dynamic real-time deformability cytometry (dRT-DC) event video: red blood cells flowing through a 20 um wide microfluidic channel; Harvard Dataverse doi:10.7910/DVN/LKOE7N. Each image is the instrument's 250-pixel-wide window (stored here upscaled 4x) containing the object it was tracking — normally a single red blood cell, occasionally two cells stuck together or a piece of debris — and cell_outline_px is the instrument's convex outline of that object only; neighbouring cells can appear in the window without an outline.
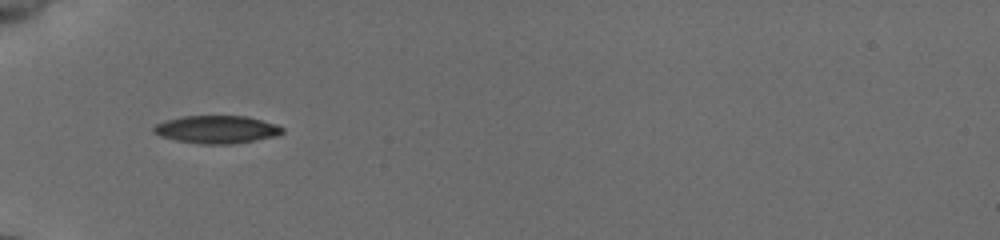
{"species": "common noctule bat (a hibernating species)", "species_latin": "Nyctalus noctula", "temperature_condition": "cold", "stored_images_in_passage": 36, "camera_frame_rate_fps": 3000, "um_per_image_px": 0.085, "animal": {"sex": "female", "body_mass_g": 19.5, "forearm_length_mm": 54.1}, "frame": {"image": 1, "passage_image": 1, "time_ms": 0.0, "image_size_px": [1000, 240], "cell_outline_px": [[284, 132], [276, 136], [232, 144], [200, 144], [176, 140], [160, 136], [152, 132], [152, 128], [156, 124], [164, 120], [184, 116], [248, 116], [276, 124], [284, 128]], "centroid_in_image_um": [18.4, 11.0], "position_along_channel_um": 66.6, "area_um2": 20.92}}
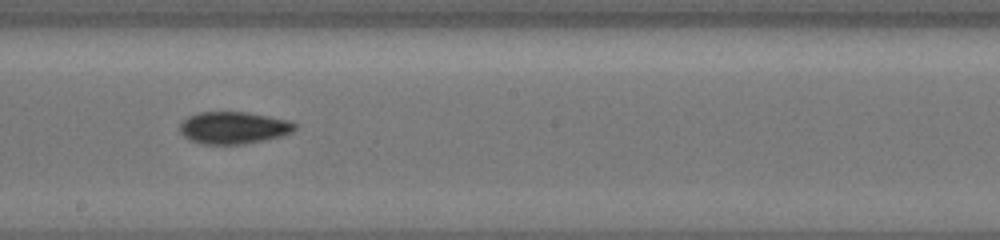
{"frame": {"image": 2, "passage_image": 14, "time_ms": 4.333, "image_size_px": [1000, 240], "cell_outline_px": [[296, 128], [292, 132], [284, 136], [244, 144], [204, 144], [188, 140], [180, 132], [180, 124], [188, 116], [200, 112], [244, 112], [268, 116], [288, 120], [296, 124]], "centroid_in_image_um": [19.85, 10.87], "position_along_channel_um": 228.3, "area_um2": 21.56}}
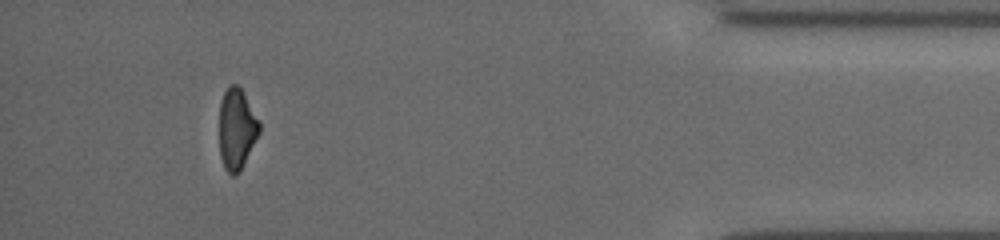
{"frame": {"image": 3, "passage_image": 32, "time_ms": 10.333, "image_size_px": [1000, 240], "cell_outline_px": [[260, 132], [240, 172], [236, 176], [232, 176], [224, 168], [220, 156], [220, 100], [228, 84], [236, 84], [244, 92], [260, 120]], "centroid_in_image_um": [20.13, 10.95], "position_along_channel_um": 415.1, "area_um2": 19.19}, "authors_computed_cell_mechanics": {"area_um2": 20.3456, "velocity_mm_per_s": 3.8903, "shape_relaxation_time_tau1_ms": 2.8994, "shape_relaxation_time_tau2_ms": null, "deformation_change_tau1": 0.1188, "deformation_change_tau2": null}}